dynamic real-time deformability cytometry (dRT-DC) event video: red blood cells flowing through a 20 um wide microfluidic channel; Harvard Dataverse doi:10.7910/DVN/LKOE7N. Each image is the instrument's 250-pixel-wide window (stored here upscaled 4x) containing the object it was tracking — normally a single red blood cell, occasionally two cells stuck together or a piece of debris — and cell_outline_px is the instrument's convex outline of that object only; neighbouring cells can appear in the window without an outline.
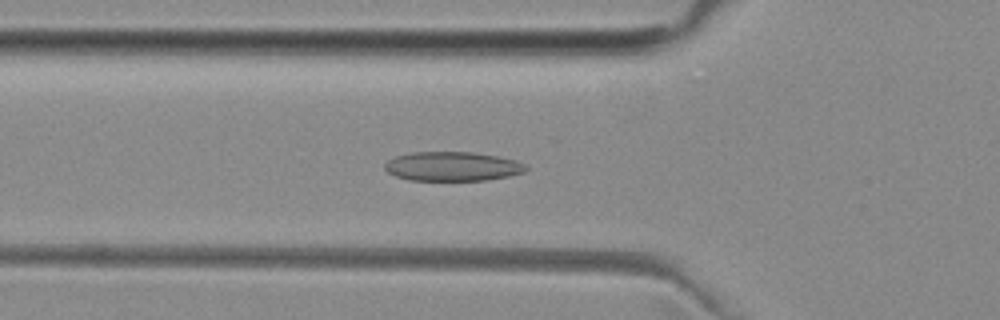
{"species": "common noctule bat (a hibernating species)", "species_latin": "Nyctalus noctula", "temperature_condition": "room temperature", "stored_images_in_passage": 52, "camera_frame_rate_fps": 3000, "um_per_image_px": 0.085, "animal": {"sex": "female", "body_mass_g": 29.2, "forearm_length_mm": 56.3}, "frame": {"image": 1, "passage_image": 18, "time_ms": 5.667, "image_size_px": [1000, 320], "cell_outline_px": [[528, 168], [524, 172], [508, 176], [488, 180], [408, 180], [396, 176], [388, 172], [384, 168], [384, 164], [388, 160], [396, 156], [412, 152], [472, 152], [496, 156], [516, 160], [524, 164]], "centroid_in_image_um": [38.44, 14.14], "position_along_channel_um": 87.4, "area_um2": 23.99}}
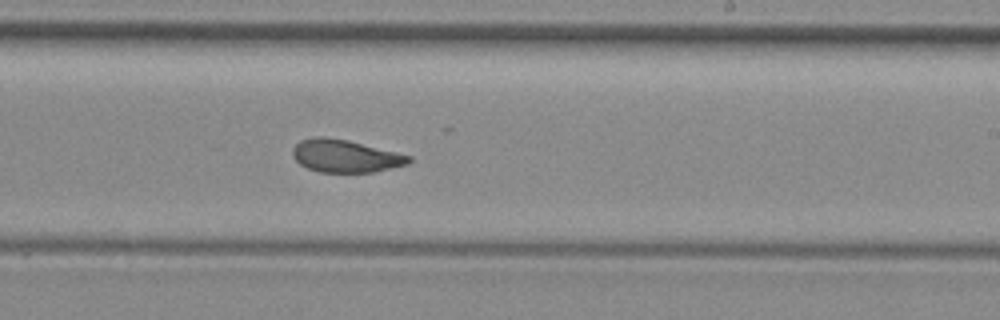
{"frame": {"image": 2, "passage_image": 31, "time_ms": 10.0, "image_size_px": [1000, 320], "cell_outline_px": [[412, 160], [408, 164], [372, 172], [320, 172], [308, 168], [300, 164], [292, 156], [292, 148], [300, 140], [316, 136], [320, 136], [348, 140], [412, 156]], "centroid_in_image_um": [29.33, 13.25], "position_along_channel_um": 259.7, "area_um2": 22.02}}
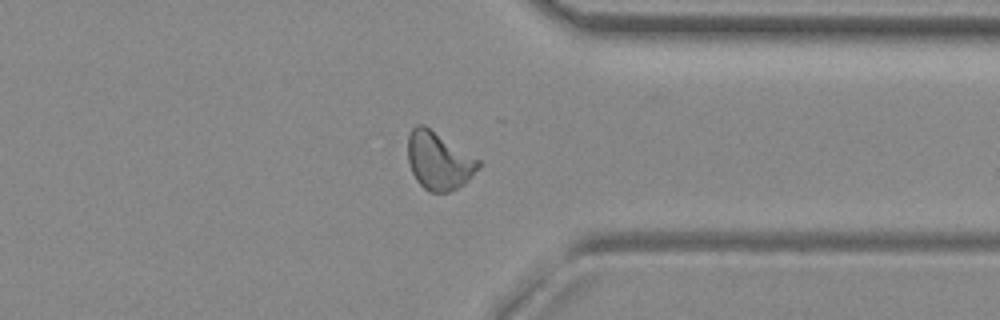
{"frame": {"image": 3, "passage_image": 40, "time_ms": 13.0, "image_size_px": [1000, 320], "cell_outline_px": [[480, 168], [464, 184], [448, 192], [428, 192], [416, 180], [412, 172], [408, 160], [408, 136], [412, 128], [416, 124], [424, 124], [480, 160]], "centroid_in_image_um": [37.29, 13.66], "position_along_channel_um": 374.1, "area_um2": 23.76}, "authors_computed_cell_mechanics": {"area_um2": 23.5824, "velocity_mm_per_s": 3.977, "shape_relaxation_time_tau1_ms": 10.595, "shape_relaxation_time_tau2_ms": 2.1383, "deformation_change_tau1": 0.2213, "deformation_change_tau2": 0.0771}}